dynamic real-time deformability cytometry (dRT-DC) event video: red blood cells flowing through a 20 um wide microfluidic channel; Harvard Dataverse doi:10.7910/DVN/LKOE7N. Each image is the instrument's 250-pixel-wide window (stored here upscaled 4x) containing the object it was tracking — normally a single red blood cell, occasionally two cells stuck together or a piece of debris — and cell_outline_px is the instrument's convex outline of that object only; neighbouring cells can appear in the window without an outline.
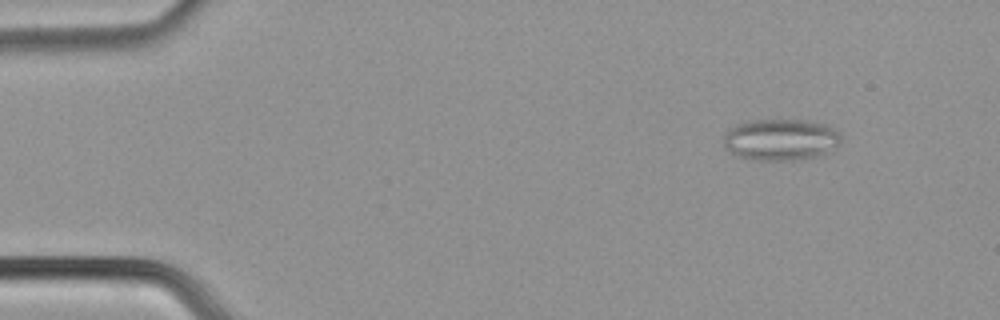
{"species": "common noctule bat (a hibernating species)", "species_latin": "Nyctalus noctula", "temperature_condition": "cold", "stored_images_in_passage": 56, "segment_of_instrument_passage": [1, 2], "camera_frame_rate_fps": 3000, "um_per_image_px": 0.085, "animal": {"sex": "male", "body_mass_g": 21.5, "forearm_length_mm": 52.0}, "frame": {"image": 1, "passage_image": 7, "time_ms": 2.0, "image_size_px": [1000, 320], "cell_outline_px": [[840, 140], [836, 148], [824, 156], [796, 160], [756, 160], [736, 156], [728, 152], [724, 148], [724, 132], [728, 128], [736, 124], [752, 120], [808, 120], [824, 124], [832, 128], [840, 136]], "centroid_in_image_um": [66.33, 11.88], "position_along_channel_um": 18.7, "area_um2": 28.9}}